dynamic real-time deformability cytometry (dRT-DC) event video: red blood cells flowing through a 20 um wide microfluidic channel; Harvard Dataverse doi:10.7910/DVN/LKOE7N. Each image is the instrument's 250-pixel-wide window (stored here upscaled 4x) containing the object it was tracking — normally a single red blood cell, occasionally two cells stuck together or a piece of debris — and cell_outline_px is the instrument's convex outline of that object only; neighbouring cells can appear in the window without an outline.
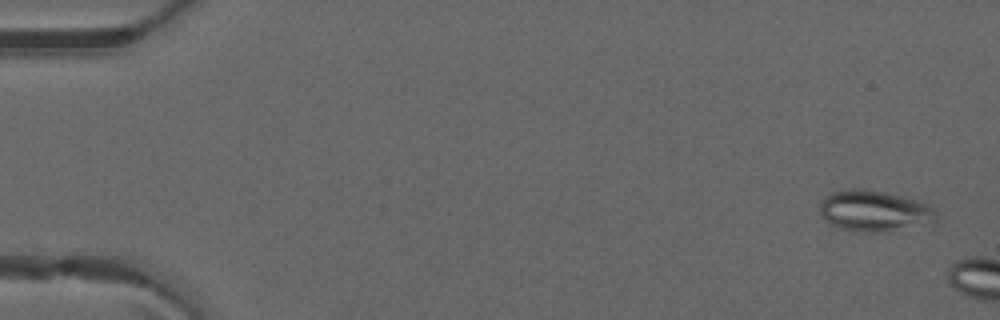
{"species": "common noctule bat (a hibernating species)", "species_latin": "Nyctalus noctula", "temperature_condition": "warm", "stored_images_in_passage": 6, "camera_frame_rate_fps": 3000, "um_per_image_px": 0.085, "animal": {"sex": "male", "forearm_length_mm": 52.5}, "frame": {"image": 1, "passage_image": 2, "time_ms": 0.333, "image_size_px": [1000, 320], "cell_outline_px": [[940, 216], [936, 224], [876, 232], [868, 232], [840, 228], [832, 224], [820, 212], [820, 200], [824, 196], [832, 192], [852, 188], [864, 188], [884, 192], [920, 200], [928, 204], [940, 212]], "centroid_in_image_um": [74.43, 17.91], "position_along_channel_um": 10.6, "area_um2": 28.26}}